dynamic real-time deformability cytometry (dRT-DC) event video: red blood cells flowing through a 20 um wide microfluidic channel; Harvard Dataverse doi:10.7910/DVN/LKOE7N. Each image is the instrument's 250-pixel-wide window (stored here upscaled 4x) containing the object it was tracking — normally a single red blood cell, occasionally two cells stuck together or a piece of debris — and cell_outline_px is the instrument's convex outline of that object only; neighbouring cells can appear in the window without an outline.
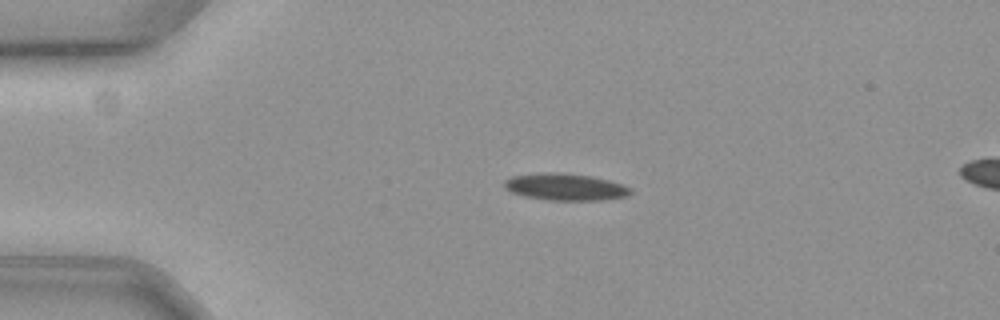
{"species": "common noctule bat (a hibernating species)", "species_latin": "Nyctalus noctula", "temperature_condition": "cold", "stored_images_in_passage": 58, "camera_frame_rate_fps": 3000, "um_per_image_px": 0.085, "animal": {"sex": "female", "body_mass_g": 19.3, "forearm_length_mm": 54.1}, "frame": {"image": 1, "passage_image": 13, "time_ms": 4.0, "image_size_px": [1000, 320], "cell_outline_px": [[632, 192], [628, 196], [600, 200], [548, 200], [524, 196], [512, 192], [504, 184], [504, 180], [512, 176], [540, 172], [556, 172], [592, 176], [608, 180], [632, 188]], "centroid_in_image_um": [48.06, 15.88], "position_along_channel_um": 36.9, "area_um2": 19.71}}
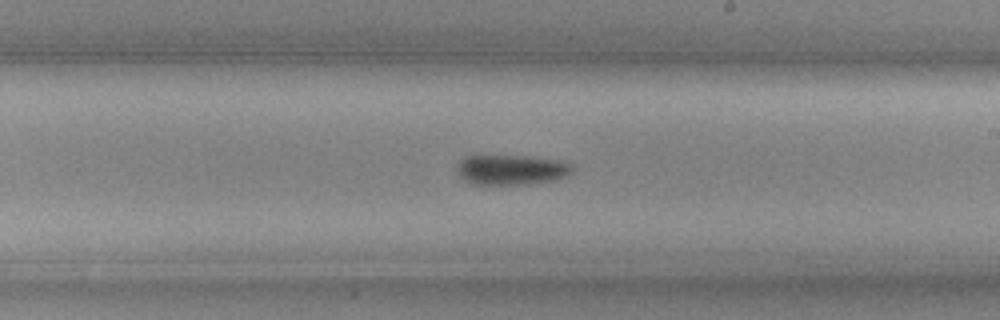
{"frame": {"image": 2, "passage_image": 34, "time_ms": 11.0, "image_size_px": [1000, 320], "cell_outline_px": [[572, 172], [556, 180], [524, 184], [472, 184], [464, 180], [460, 176], [456, 168], [460, 160], [468, 156], [524, 156], [556, 160], [568, 164], [572, 168]], "centroid_in_image_um": [43.41, 14.44], "position_along_channel_um": 245.6, "area_um2": 19.83}}
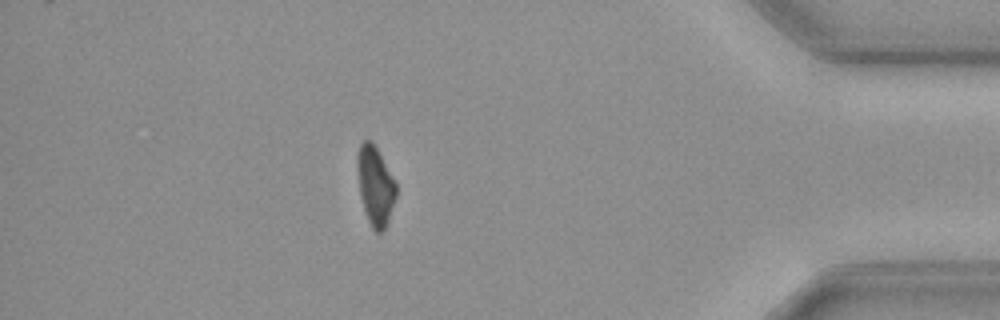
{"frame": {"image": 3, "passage_image": 51, "time_ms": 16.667, "image_size_px": [1000, 320], "cell_outline_px": [[396, 196], [388, 220], [384, 228], [380, 232], [376, 232], [372, 228], [368, 220], [360, 196], [356, 168], [356, 156], [360, 144], [364, 140], [372, 140], [396, 184]], "centroid_in_image_um": [31.86, 15.75], "position_along_channel_um": 403.3, "area_um2": 17.63}}